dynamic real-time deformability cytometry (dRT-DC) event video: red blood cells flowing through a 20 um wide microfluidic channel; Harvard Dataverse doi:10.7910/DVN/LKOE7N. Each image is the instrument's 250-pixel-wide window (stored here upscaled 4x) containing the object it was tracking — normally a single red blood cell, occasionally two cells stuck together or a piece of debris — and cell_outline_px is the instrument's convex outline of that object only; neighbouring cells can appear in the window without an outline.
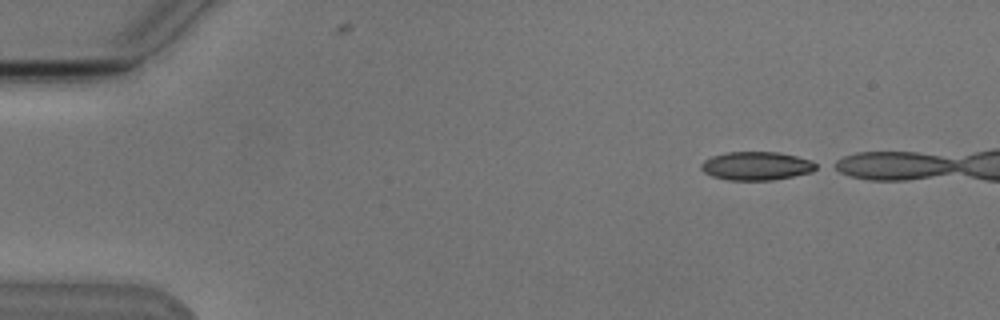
{"species": "Egyptian fruit bat (a non-hibernating species)", "species_latin": "Rousettus aegyptiacus", "temperature_condition": "cold", "stored_images_in_passage": 3, "camera_frame_rate_fps": 3000, "um_per_image_px": 0.085, "animal": {"sex": "male"}, "frame": {"image": 1, "passage_image": 1, "time_ms": 0.0, "image_size_px": [1000, 320], "cell_outline_px": [[820, 168], [812, 172], [772, 180], [728, 180], [712, 176], [704, 172], [700, 168], [700, 164], [704, 160], [712, 156], [724, 152], [780, 152], [812, 160], [820, 164]], "centroid_in_image_um": [64.33, 14.1], "position_along_channel_um": 20.7, "area_um2": 19.36}}